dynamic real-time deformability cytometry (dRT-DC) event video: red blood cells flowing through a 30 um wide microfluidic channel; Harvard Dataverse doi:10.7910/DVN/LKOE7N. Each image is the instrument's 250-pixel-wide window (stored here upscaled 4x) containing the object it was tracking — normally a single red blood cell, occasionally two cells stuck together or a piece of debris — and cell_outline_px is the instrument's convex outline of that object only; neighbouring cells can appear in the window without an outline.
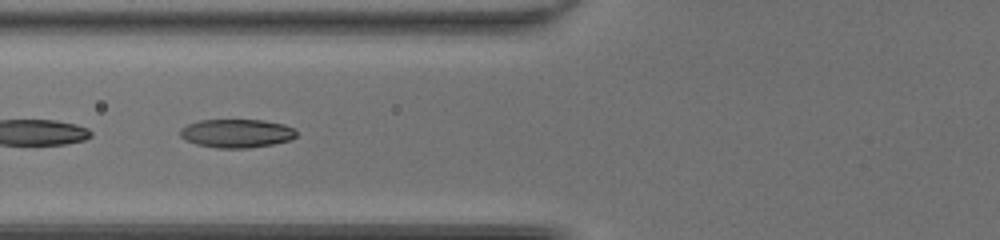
{"species": "common noctule bat (a hibernating species)", "species_latin": "Nyctalus noctula", "temperature_condition": "room temperature", "stored_images_in_passage": 7, "camera_frame_rate_fps": 3000, "um_per_image_px": 0.085, "animal": {"sex": "female", "body_mass_g": 20.0, "forearm_length_mm": 54.0}, "frame": {"image": 1, "passage_image": 5, "time_ms": 1.333, "image_size_px": [1000, 240], "cell_outline_px": [[296, 136], [292, 140], [272, 144], [248, 148], [216, 148], [196, 144], [180, 136], [180, 128], [188, 124], [200, 120], [264, 120], [284, 124], [292, 128], [296, 132]], "centroid_in_image_um": [20.12, 11.33], "position_along_channel_um": 105.7, "area_um2": 19.31}}